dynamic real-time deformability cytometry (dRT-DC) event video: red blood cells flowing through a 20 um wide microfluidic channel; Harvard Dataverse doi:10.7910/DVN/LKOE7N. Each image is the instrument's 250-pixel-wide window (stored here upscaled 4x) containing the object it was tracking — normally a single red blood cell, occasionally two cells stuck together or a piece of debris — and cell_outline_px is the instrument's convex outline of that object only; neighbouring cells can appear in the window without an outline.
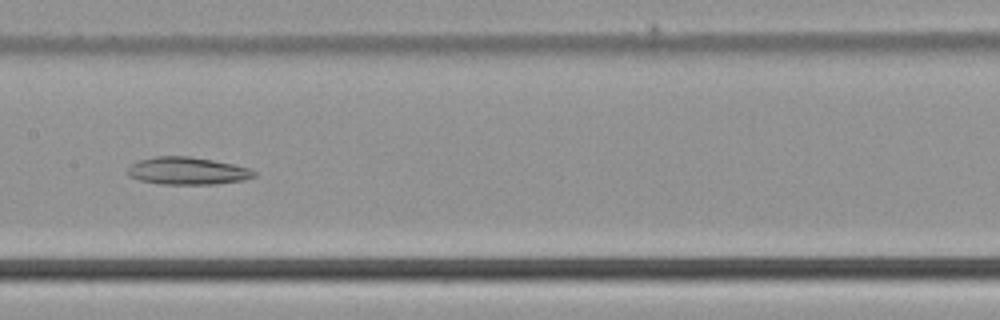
{"species": "common noctule bat (a hibernating species)", "species_latin": "Nyctalus noctula", "temperature_condition": "cold", "stored_images_in_passage": 51, "camera_frame_rate_fps": 3000, "um_per_image_px": 0.085, "animal": {"sex": "male", "body_mass_g": 21.5, "forearm_length_mm": 52.0}, "frame": {"image": 1, "passage_image": 25, "time_ms": 8.0, "image_size_px": [1000, 320], "cell_outline_px": [[256, 176], [244, 180], [216, 184], [156, 184], [140, 180], [128, 176], [128, 168], [132, 164], [140, 160], [156, 156], [188, 156], [212, 160], [232, 164], [248, 168], [256, 172]], "centroid_in_image_um": [15.92, 14.53], "position_along_channel_um": 191.5, "area_um2": 20.17}}
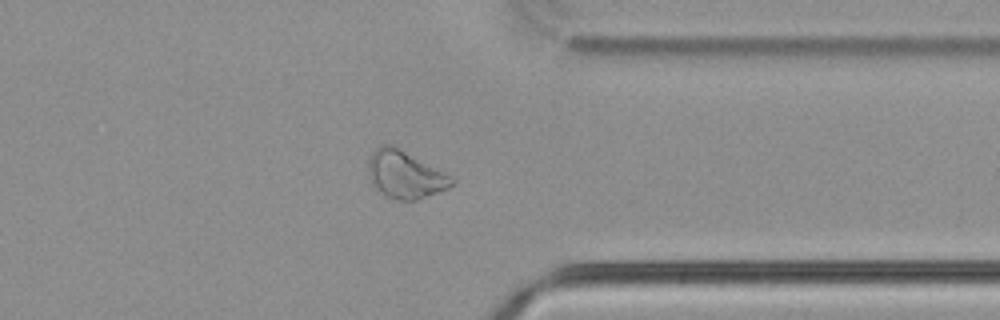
{"frame": {"image": 2, "passage_image": 39, "time_ms": 12.667, "image_size_px": [1000, 320], "cell_outline_px": [[456, 180], [448, 188], [416, 200], [396, 200], [388, 196], [372, 184], [368, 176], [368, 160], [372, 152], [380, 144], [388, 144], [456, 176]], "centroid_in_image_um": [34.46, 14.84], "position_along_channel_um": 376.9, "area_um2": 23.0}}
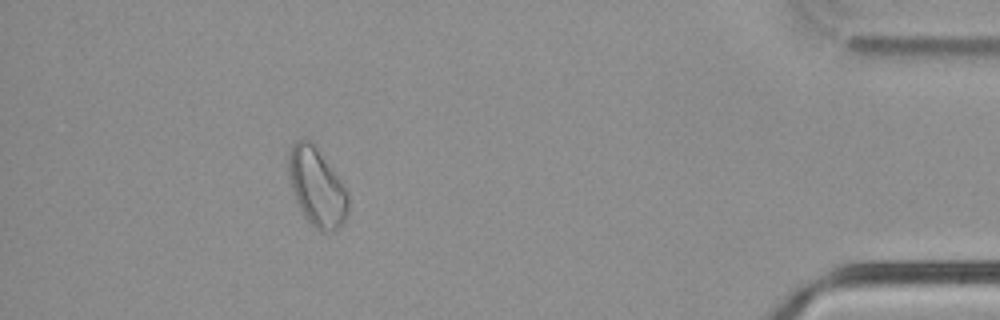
{"frame": {"image": 3, "passage_image": 45, "time_ms": 14.667, "image_size_px": [1000, 320], "cell_outline_px": [[348, 216], [344, 224], [332, 232], [320, 232], [304, 216], [296, 200], [292, 188], [288, 172], [288, 156], [292, 144], [296, 140], [312, 140], [340, 180], [348, 192]], "centroid_in_image_um": [26.95, 15.92], "position_along_channel_um": 408.3, "area_um2": 27.22}}